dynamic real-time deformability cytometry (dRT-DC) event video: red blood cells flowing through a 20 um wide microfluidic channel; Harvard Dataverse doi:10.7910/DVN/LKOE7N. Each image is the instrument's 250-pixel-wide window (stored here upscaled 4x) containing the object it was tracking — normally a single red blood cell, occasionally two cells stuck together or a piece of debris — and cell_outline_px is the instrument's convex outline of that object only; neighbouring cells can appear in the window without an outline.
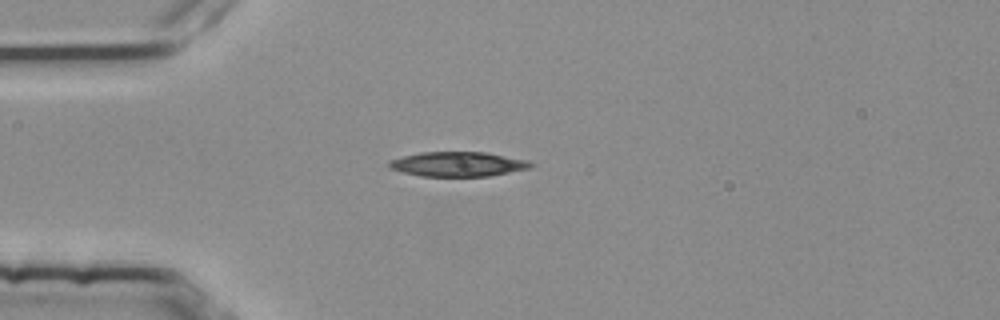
{"species": "common noctule bat (a hibernating species)", "species_latin": "Nyctalus noctula", "temperature_condition": "room temperature", "stored_images_in_passage": 3, "camera_frame_rate_fps": 3000, "um_per_image_px": 0.085, "animal": {"sex": "female", "body_mass_g": 25.1}, "frame": {"image": 1, "passage_image": 3, "time_ms": 0.667, "image_size_px": [1000, 320], "cell_outline_px": [[536, 164], [532, 168], [488, 176], [420, 176], [388, 168], [388, 160], [420, 152], [488, 152], [532, 160]], "centroid_in_image_um": [39.0, 13.94], "position_along_channel_um": 46.0, "area_um2": 20.69}}